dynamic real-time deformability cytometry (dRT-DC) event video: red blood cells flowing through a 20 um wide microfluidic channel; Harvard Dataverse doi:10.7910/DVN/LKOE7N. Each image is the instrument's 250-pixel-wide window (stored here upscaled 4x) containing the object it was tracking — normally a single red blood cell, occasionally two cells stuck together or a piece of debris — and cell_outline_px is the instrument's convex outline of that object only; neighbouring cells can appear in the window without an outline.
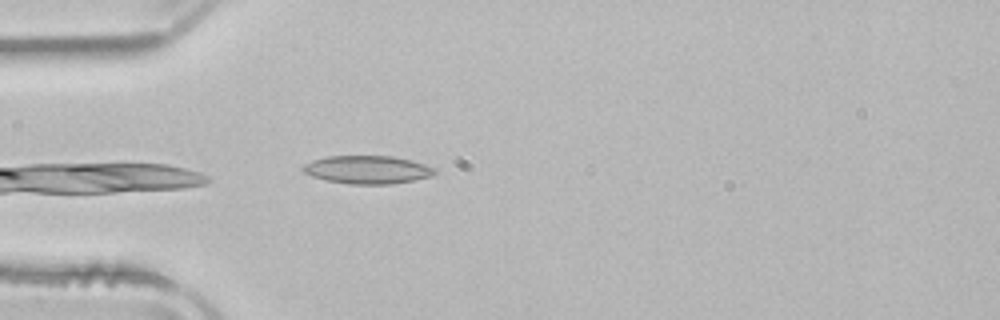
{"species": "common noctule bat (a hibernating species)", "species_latin": "Nyctalus noctula", "temperature_condition": "room temperature", "stored_images_in_passage": 30, "camera_frame_rate_fps": 3000, "um_per_image_px": 0.085, "animal": {"sex": "male", "body_mass_g": 21.5, "forearm_length_mm": 52.0}, "frame": {"image": 1, "passage_image": 1, "time_ms": 0.0, "image_size_px": [1000, 320], "cell_outline_px": [[436, 172], [432, 176], [392, 184], [348, 184], [324, 180], [312, 176], [304, 172], [300, 168], [304, 164], [312, 160], [328, 156], [392, 156], [424, 164], [436, 168]], "centroid_in_image_um": [31.2, 14.43], "position_along_channel_um": 53.8, "area_um2": 21.56}}
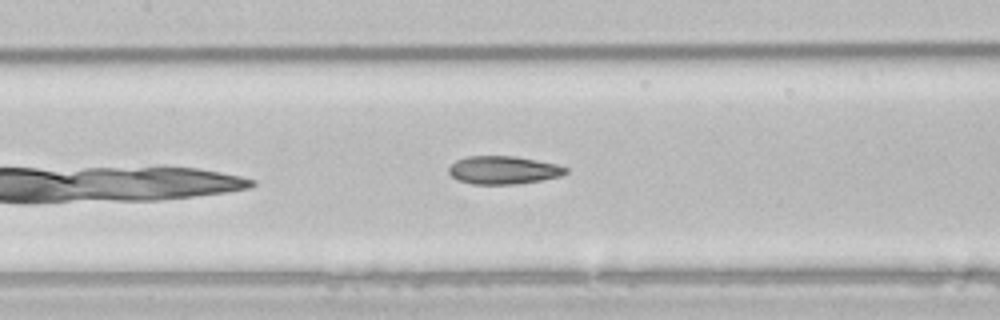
{"frame": {"image": 2, "passage_image": 10, "time_ms": 3.0, "image_size_px": [1000, 320], "cell_outline_px": [[568, 172], [560, 176], [540, 180], [516, 184], [472, 184], [456, 180], [448, 172], [448, 168], [456, 160], [468, 156], [516, 156], [556, 164], [568, 168]], "centroid_in_image_um": [42.76, 14.45], "position_along_channel_um": 164.6, "area_um2": 19.13}}
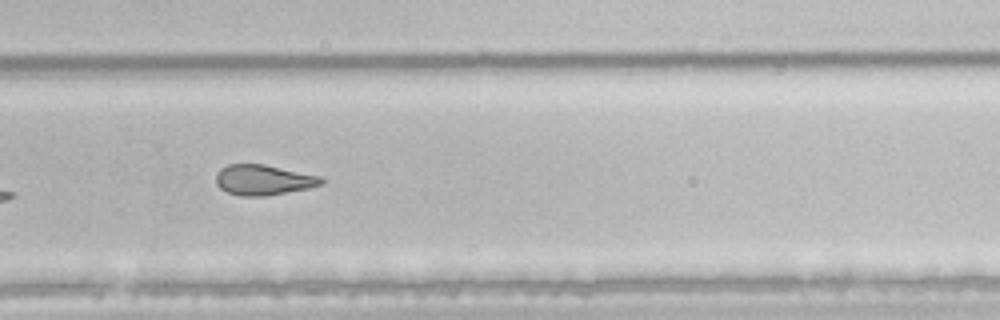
{"frame": {"image": 3, "passage_image": 21, "time_ms": 6.667, "image_size_px": [1000, 320], "cell_outline_px": [[324, 184], [308, 188], [264, 196], [240, 196], [228, 192], [220, 188], [216, 184], [216, 172], [220, 168], [228, 164], [264, 164], [320, 176], [324, 180]], "centroid_in_image_um": [22.36, 15.29], "position_along_channel_um": 307.4, "area_um2": 18.61}, "authors_computed_cell_mechanics": {"area_um2": 19.1318, "velocity_mm_per_s": 3.9172, "shape_relaxation_time_tau1_ms": 9.2396, "shape_relaxation_time_tau2_ms": 5.5216, "deformation_change_tau1": 0.1751, "deformation_change_tau2": 0.1397}}